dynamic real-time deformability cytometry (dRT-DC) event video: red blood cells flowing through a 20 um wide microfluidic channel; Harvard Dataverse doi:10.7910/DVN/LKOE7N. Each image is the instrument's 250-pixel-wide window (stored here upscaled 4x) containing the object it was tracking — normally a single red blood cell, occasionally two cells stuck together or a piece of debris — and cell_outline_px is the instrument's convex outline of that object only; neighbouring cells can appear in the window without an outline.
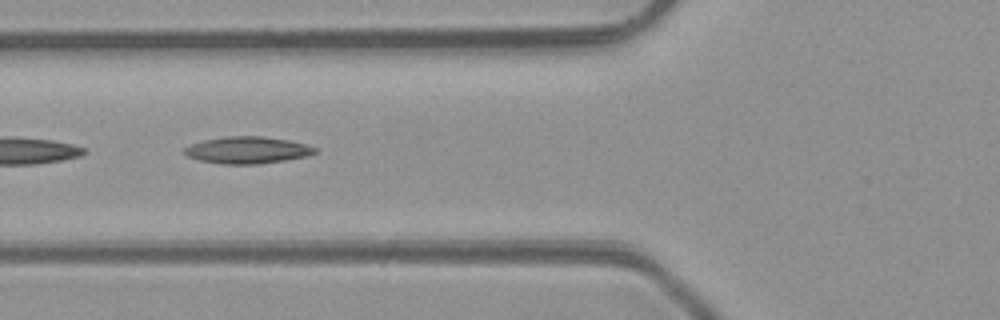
{"species": "common noctule bat (a hibernating species)", "species_latin": "Nyctalus noctula", "temperature_condition": "room temperature", "stored_images_in_passage": 5, "camera_frame_rate_fps": 3000, "um_per_image_px": 0.085, "animal": {"sex": "male", "body_mass_g": 23.1, "forearm_length_mm": 52.7}, "frame": {"image": 1, "passage_image": 5, "time_ms": 4.667, "image_size_px": [1000, 320], "cell_outline_px": [[316, 152], [308, 156], [260, 164], [220, 164], [200, 160], [188, 156], [184, 152], [184, 148], [192, 144], [204, 140], [228, 136], [260, 136], [288, 140], [304, 144], [316, 148]], "centroid_in_image_um": [21.02, 12.76], "position_along_channel_um": 104.8, "area_um2": 20.23}}